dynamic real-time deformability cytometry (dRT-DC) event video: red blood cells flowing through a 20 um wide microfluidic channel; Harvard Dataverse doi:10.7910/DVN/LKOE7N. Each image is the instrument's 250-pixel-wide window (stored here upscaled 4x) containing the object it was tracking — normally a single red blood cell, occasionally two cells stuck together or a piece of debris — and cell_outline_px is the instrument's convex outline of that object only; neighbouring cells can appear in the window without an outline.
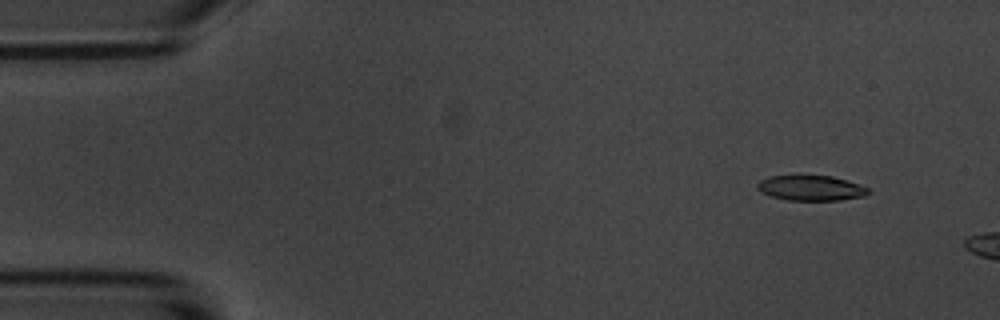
{"species": "common noctule bat (a hibernating species)", "species_latin": "Nyctalus noctula", "temperature_condition": "room temperature", "stored_images_in_passage": 4, "camera_frame_rate_fps": 3000, "um_per_image_px": 0.085, "animal": {"sex": "male", "body_mass_g": 20.1, "forearm_length_mm": 53.5}, "frame": {"image": 1, "passage_image": 2, "time_ms": 1.0, "image_size_px": [1000, 320], "cell_outline_px": [[868, 192], [864, 196], [840, 200], [788, 200], [772, 196], [760, 192], [756, 188], [756, 184], [760, 180], [768, 176], [800, 172], [832, 176], [848, 180], [868, 188]], "centroid_in_image_um": [68.85, 15.92], "position_along_channel_um": 16.2, "area_um2": 17.11}}